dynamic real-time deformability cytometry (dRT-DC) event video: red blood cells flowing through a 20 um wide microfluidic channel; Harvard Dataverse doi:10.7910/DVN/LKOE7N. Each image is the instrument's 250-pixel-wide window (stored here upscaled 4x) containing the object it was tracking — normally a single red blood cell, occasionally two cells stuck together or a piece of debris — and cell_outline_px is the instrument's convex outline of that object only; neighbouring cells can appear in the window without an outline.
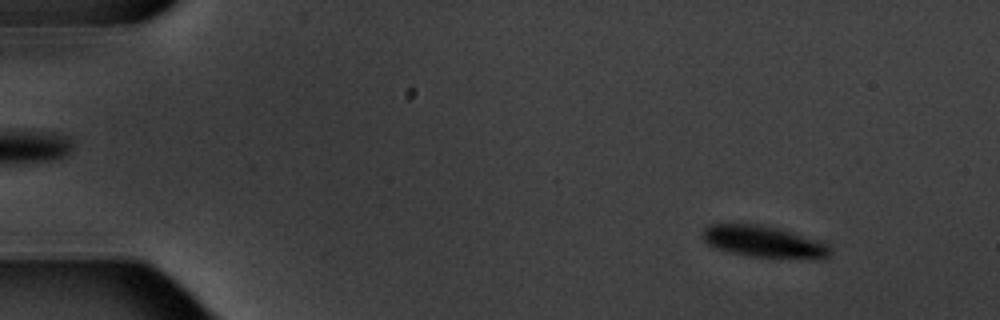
{"species": "common noctule bat (a hibernating species)", "species_latin": "Nyctalus noctula", "temperature_condition": "warm", "stored_images_in_passage": 14, "camera_frame_rate_fps": 3000, "um_per_image_px": 0.085, "animal": {"sex": "male", "body_mass_g": 20.1, "forearm_length_mm": 53.5}, "frame": {"image": 1, "passage_image": 1, "time_ms": 0.0, "image_size_px": [1000, 320], "cell_outline_px": [[832, 252], [828, 256], [816, 260], [752, 256], [732, 252], [716, 248], [708, 244], [704, 240], [704, 228], [708, 224], [764, 224], [828, 244]], "centroid_in_image_um": [64.95, 20.55], "position_along_channel_um": 20.1, "area_um2": 23.29}}
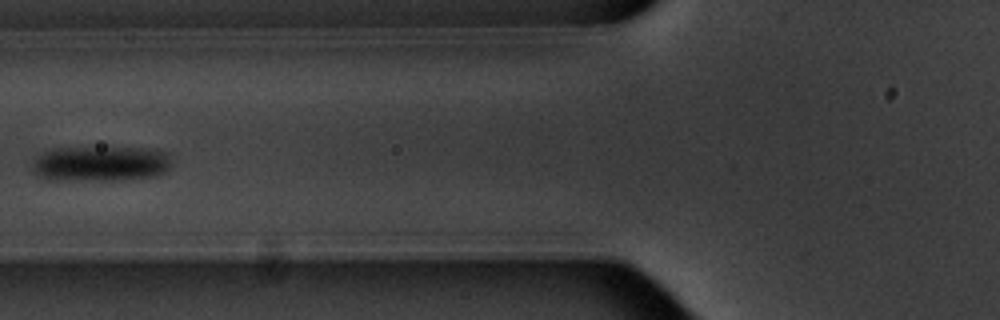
{"frame": {"image": 2, "passage_image": 5, "time_ms": 5.667, "image_size_px": [1000, 320], "cell_outline_px": [[172, 164], [164, 172], [156, 176], [124, 180], [48, 180], [40, 176], [32, 168], [32, 164], [44, 152], [60, 148], [148, 148], [168, 152]], "centroid_in_image_um": [8.62, 13.92], "position_along_channel_um": 117.2, "area_um2": 28.61}}
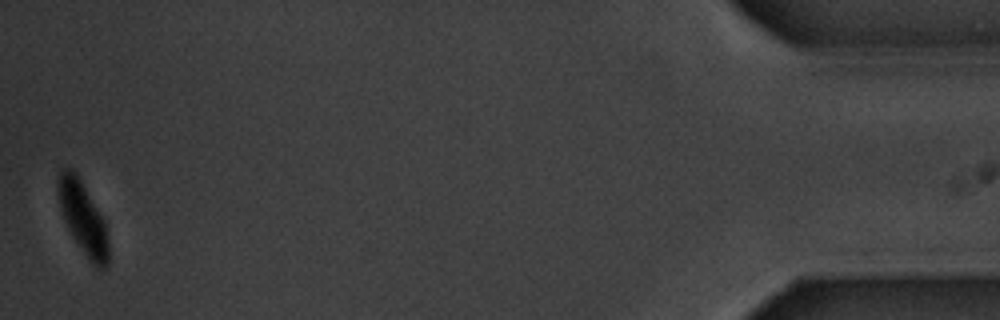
{"frame": {"image": 3, "passage_image": 14, "time_ms": 17.0, "image_size_px": [1000, 320], "cell_outline_px": [[108, 268], [96, 268], [88, 260], [72, 236], [64, 220], [60, 208], [56, 188], [56, 184], [60, 172], [64, 168], [72, 168], [76, 172], [104, 220], [108, 240]], "centroid_in_image_um": [7.04, 18.54], "position_along_channel_um": 428.2, "area_um2": 21.27}, "authors_computed_cell_mechanics": {"area_um2": 25.8655, "velocity_mm_per_s": 3.4987, "shape_relaxation_time_tau1_ms": 2.5566, "shape_relaxation_time_tau2_ms": null, "deformation_change_tau1": 0.0922, "deformation_change_tau2": null}}